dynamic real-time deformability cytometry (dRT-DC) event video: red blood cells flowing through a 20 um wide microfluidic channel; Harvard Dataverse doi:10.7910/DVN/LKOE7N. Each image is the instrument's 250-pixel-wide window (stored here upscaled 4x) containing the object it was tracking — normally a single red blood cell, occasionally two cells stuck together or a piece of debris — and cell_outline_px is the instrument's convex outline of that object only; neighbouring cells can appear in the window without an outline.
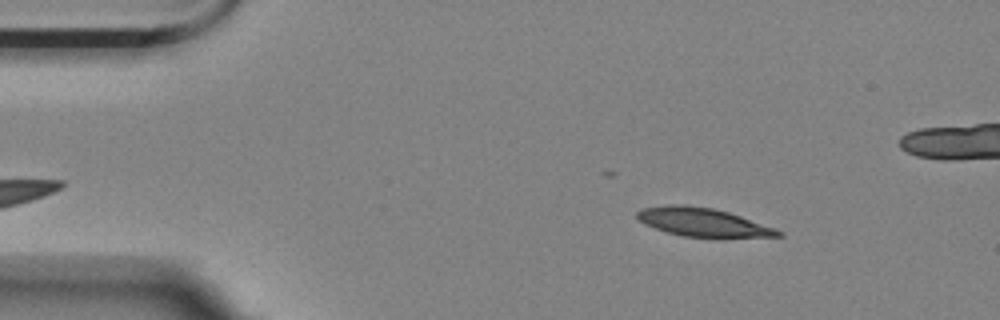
{"species": "Egyptian fruit bat (a non-hibernating species)", "species_latin": "Rousettus aegyptiacus", "temperature_condition": "room temperature", "stored_images_in_passage": 4, "camera_frame_rate_fps": 3000, "um_per_image_px": 0.085, "animal": {"sex": "female"}, "frame": {"image": 1, "passage_image": 2, "time_ms": 1.333, "image_size_px": [1000, 320], "cell_outline_px": [[784, 236], [684, 236], [668, 232], [644, 224], [636, 216], [636, 212], [640, 208], [664, 204], [688, 204], [712, 208], [728, 212], [776, 228], [784, 232]], "centroid_in_image_um": [59.68, 18.85], "position_along_channel_um": 25.3, "area_um2": 23.06}}